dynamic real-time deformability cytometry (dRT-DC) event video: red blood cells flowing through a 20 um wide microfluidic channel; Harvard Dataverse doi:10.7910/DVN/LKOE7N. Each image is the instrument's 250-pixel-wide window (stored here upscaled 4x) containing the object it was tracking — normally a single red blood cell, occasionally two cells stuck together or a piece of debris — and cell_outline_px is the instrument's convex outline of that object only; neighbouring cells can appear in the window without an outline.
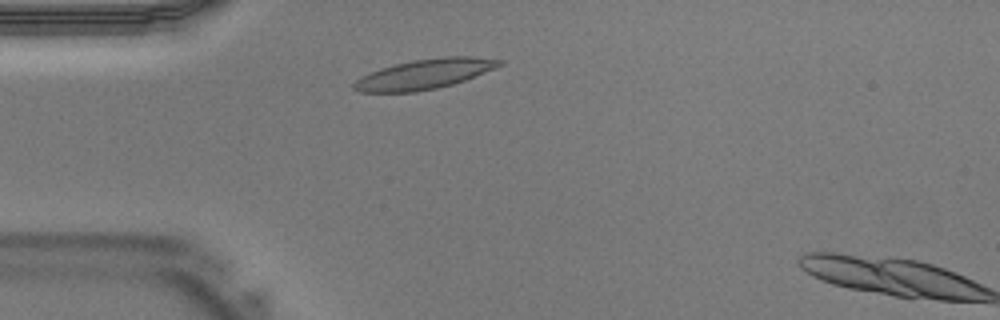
{"species": "Egyptian fruit bat (a non-hibernating species)", "species_latin": "Rousettus aegyptiacus", "temperature_condition": "warm", "stored_images_in_passage": 5, "camera_frame_rate_fps": 3000, "um_per_image_px": 0.085, "animal": {"sex": "male"}, "frame": {"image": 1, "passage_image": 4, "time_ms": 1.0, "image_size_px": [1000, 320], "cell_outline_px": [[504, 64], [464, 80], [452, 84], [436, 88], [416, 92], [360, 92], [352, 88], [352, 84], [356, 80], [380, 68], [396, 64], [416, 60], [448, 56], [472, 56], [504, 60]], "centroid_in_image_um": [36.09, 6.3], "position_along_channel_um": 48.9, "area_um2": 24.97}}